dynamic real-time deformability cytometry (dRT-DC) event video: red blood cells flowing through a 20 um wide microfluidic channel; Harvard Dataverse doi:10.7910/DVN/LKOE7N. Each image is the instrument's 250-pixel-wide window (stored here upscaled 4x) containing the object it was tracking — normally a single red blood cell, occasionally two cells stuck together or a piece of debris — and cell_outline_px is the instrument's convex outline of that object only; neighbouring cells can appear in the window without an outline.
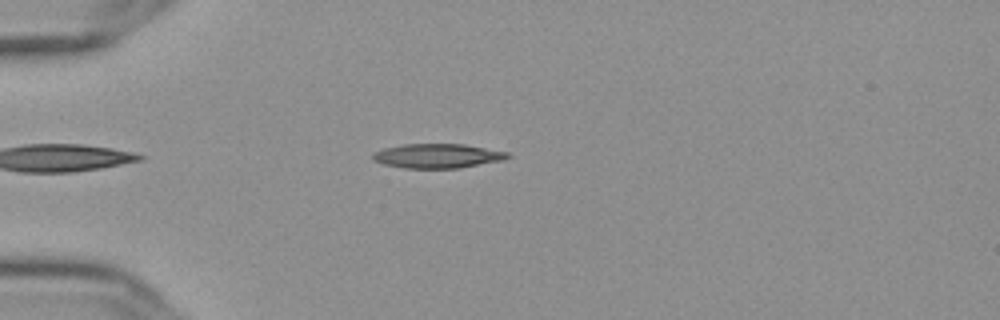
{"species": "Egyptian fruit bat (a non-hibernating species)", "species_latin": "Rousettus aegyptiacus", "temperature_condition": "cold", "stored_images_in_passage": 47, "camera_frame_rate_fps": 3000, "um_per_image_px": 0.085, "frame": {"image": 1, "passage_image": 6, "time_ms": 1.667, "image_size_px": [1000, 320], "cell_outline_px": [[512, 156], [504, 160], [460, 168], [404, 168], [384, 164], [372, 160], [372, 156], [376, 152], [384, 148], [404, 144], [464, 144], [508, 152]], "centroid_in_image_um": [37.22, 13.25], "position_along_channel_um": 47.8, "area_um2": 19.13}}
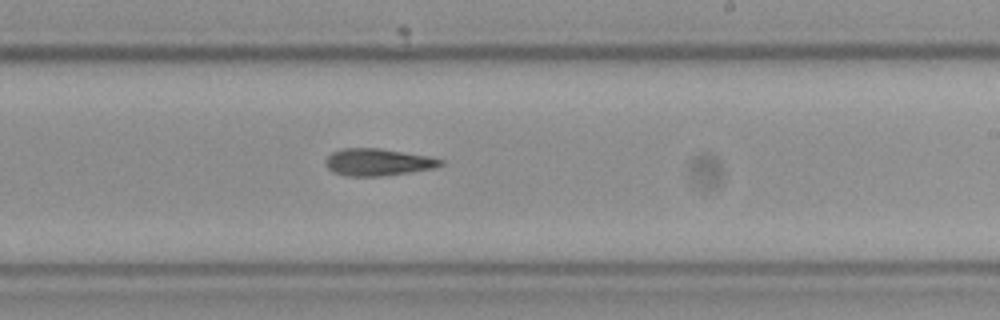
{"frame": {"image": 2, "passage_image": 25, "time_ms": 8.0, "image_size_px": [1000, 320], "cell_outline_px": [[444, 164], [436, 168], [380, 176], [344, 176], [332, 172], [324, 164], [324, 160], [332, 152], [340, 148], [380, 148], [428, 156], [444, 160]], "centroid_in_image_um": [32.09, 13.78], "position_along_channel_um": 256.9, "area_um2": 18.32}}
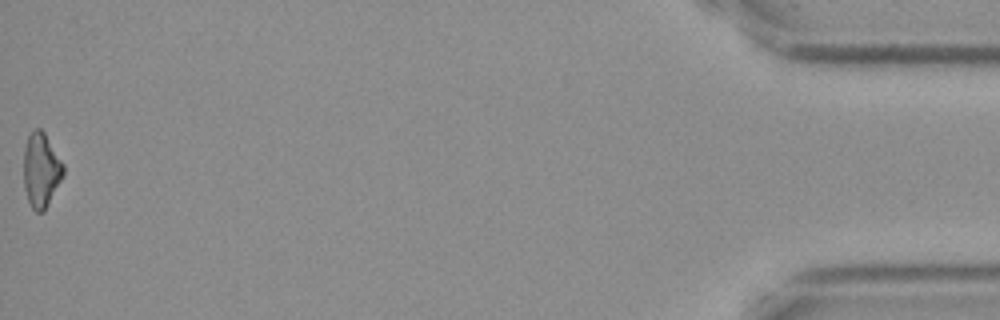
{"frame": {"image": 3, "passage_image": 47, "time_ms": 15.333, "image_size_px": [1000, 320], "cell_outline_px": [[64, 176], [44, 212], [36, 212], [32, 208], [28, 200], [24, 188], [24, 148], [28, 136], [32, 128], [40, 128], [44, 132], [64, 164]], "centroid_in_image_um": [3.5, 14.46], "position_along_channel_um": 431.7, "area_um2": 17.4}}